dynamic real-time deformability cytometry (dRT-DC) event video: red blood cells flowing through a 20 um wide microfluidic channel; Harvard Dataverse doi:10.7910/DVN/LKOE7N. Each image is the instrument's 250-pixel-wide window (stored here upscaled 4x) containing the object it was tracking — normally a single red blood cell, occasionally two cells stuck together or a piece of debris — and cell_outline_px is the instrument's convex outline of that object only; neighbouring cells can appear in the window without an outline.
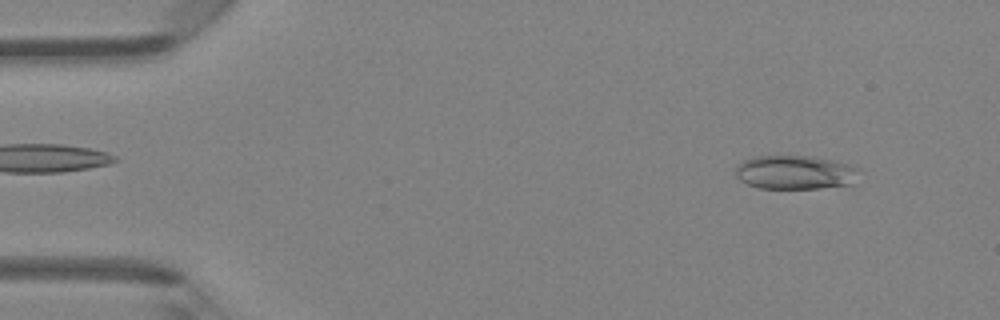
{"species": "Egyptian fruit bat (a non-hibernating species)", "species_latin": "Rousettus aegyptiacus", "temperature_condition": "room temperature", "stored_images_in_passage": 46, "camera_frame_rate_fps": 3000, "um_per_image_px": 0.085, "animal": {"sex": "female"}, "frame": {"image": 1, "passage_image": 4, "time_ms": 1.0, "image_size_px": [1000, 320], "cell_outline_px": [[860, 168], [852, 184], [820, 188], [760, 188], [748, 184], [740, 180], [736, 176], [736, 164], [744, 160], [756, 156], [812, 156], [836, 160]], "centroid_in_image_um": [67.59, 14.64], "position_along_channel_um": 17.4, "area_um2": 24.45}}
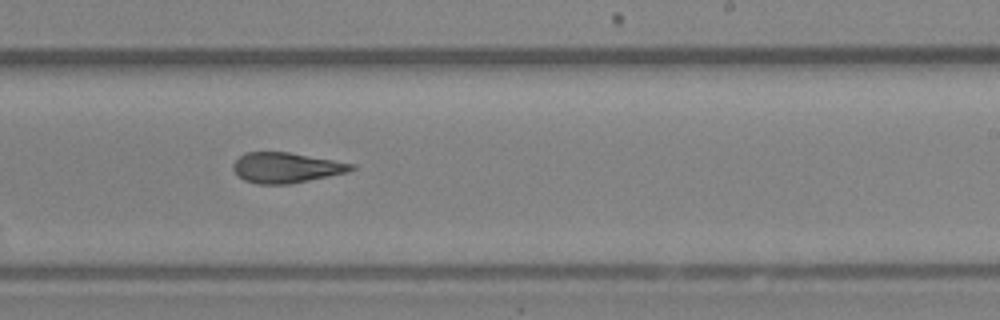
{"frame": {"image": 2, "passage_image": 28, "time_ms": 9.0, "image_size_px": [1000, 320], "cell_outline_px": [[356, 168], [348, 172], [288, 184], [256, 184], [244, 180], [232, 168], [232, 164], [244, 152], [288, 152], [356, 164]], "centroid_in_image_um": [24.32, 14.25], "position_along_channel_um": 264.7, "area_um2": 20.75}}
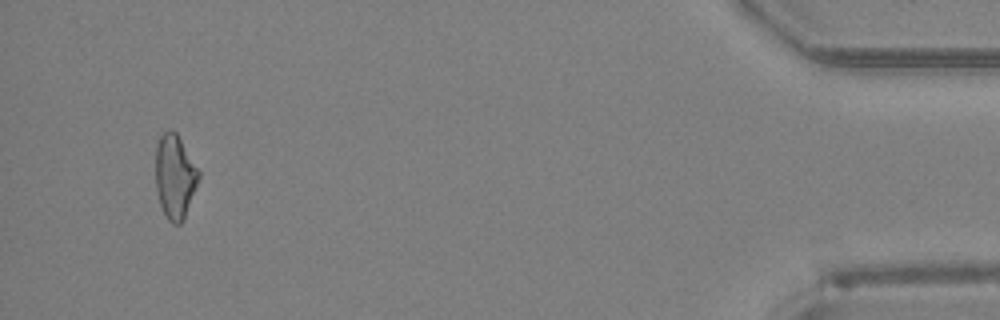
{"frame": {"image": 3, "passage_image": 44, "time_ms": 14.333, "image_size_px": [1000, 320], "cell_outline_px": [[200, 180], [184, 220], [180, 224], [172, 224], [168, 220], [160, 204], [156, 192], [156, 144], [160, 136], [168, 128], [172, 128], [176, 132], [200, 172]], "centroid_in_image_um": [14.88, 15.01], "position_along_channel_um": 420.3, "area_um2": 21.39}, "authors_computed_cell_mechanics": {"area_um2": 21.4727, "velocity_mm_per_s": 4.334, "shape_relaxation_time_tau1_ms": null, "shape_relaxation_time_tau2_ms": 4.2266, "deformation_change_tau1": null, "deformation_change_tau2": 0.1469}}